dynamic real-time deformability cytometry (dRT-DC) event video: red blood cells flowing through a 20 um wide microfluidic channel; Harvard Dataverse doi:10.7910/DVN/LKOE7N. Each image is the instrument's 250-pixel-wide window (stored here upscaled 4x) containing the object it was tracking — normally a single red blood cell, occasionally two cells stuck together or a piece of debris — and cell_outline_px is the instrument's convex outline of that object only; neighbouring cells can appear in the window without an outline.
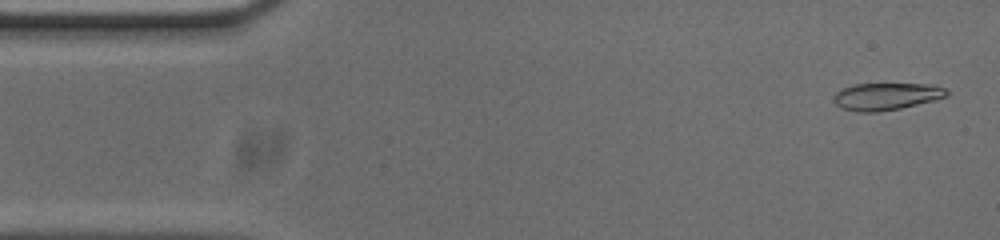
{"species": "common noctule bat (a hibernating species)", "species_latin": "Nyctalus noctula", "temperature_condition": "cold", "stored_images_in_passage": 53, "camera_frame_rate_fps": 3000, "um_per_image_px": 0.085, "animal": {"sex": "male", "body_mass_g": 20.0, "forearm_length_mm": 53.3}, "frame": {"image": 1, "passage_image": 2, "time_ms": 0.333, "image_size_px": [1000, 240], "cell_outline_px": [[948, 96], [936, 100], [900, 108], [876, 112], [856, 112], [840, 108], [832, 100], [836, 92], [844, 88], [856, 84], [932, 84], [944, 88], [948, 92]], "centroid_in_image_um": [75.33, 8.2], "position_along_channel_um": 9.7, "area_um2": 17.92}}
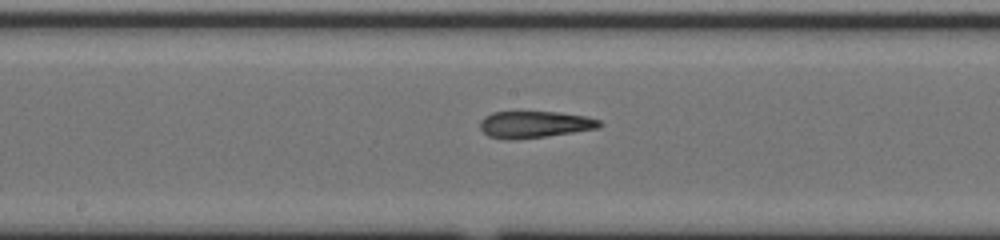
{"frame": {"image": 2, "passage_image": 26, "time_ms": 8.333, "image_size_px": [1000, 240], "cell_outline_px": [[604, 124], [600, 128], [544, 136], [508, 140], [504, 140], [488, 136], [480, 128], [480, 120], [484, 116], [492, 112], [560, 112], [588, 116], [600, 120]], "centroid_in_image_um": [45.45, 10.57], "position_along_channel_um": 202.7, "area_um2": 18.73}}
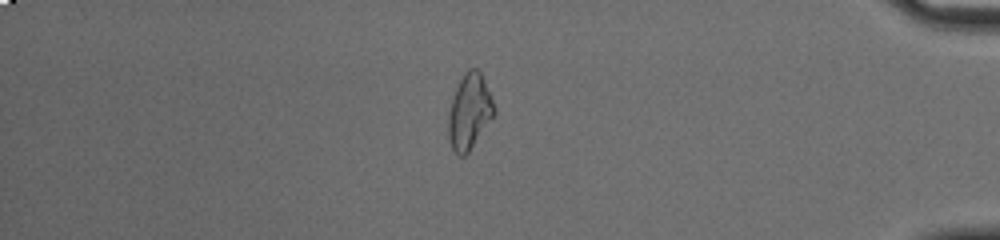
{"frame": {"image": 3, "passage_image": 45, "time_ms": 14.667, "image_size_px": [1000, 240], "cell_outline_px": [[496, 112], [468, 152], [464, 156], [460, 156], [452, 148], [448, 136], [448, 112], [456, 88], [464, 72], [468, 68], [476, 68], [480, 72], [484, 80], [496, 108]], "centroid_in_image_um": [39.89, 9.47], "position_along_channel_um": 395.3, "area_um2": 19.83}, "authors_computed_cell_mechanics": {"area_um2": 19.4208, "velocity_mm_per_s": 3.721, "shape_relaxation_time_tau1_ms": 7.3107, "shape_relaxation_time_tau2_ms": 6.0945, "deformation_change_tau1": 0.2227, "deformation_change_tau2": 0.1318}}